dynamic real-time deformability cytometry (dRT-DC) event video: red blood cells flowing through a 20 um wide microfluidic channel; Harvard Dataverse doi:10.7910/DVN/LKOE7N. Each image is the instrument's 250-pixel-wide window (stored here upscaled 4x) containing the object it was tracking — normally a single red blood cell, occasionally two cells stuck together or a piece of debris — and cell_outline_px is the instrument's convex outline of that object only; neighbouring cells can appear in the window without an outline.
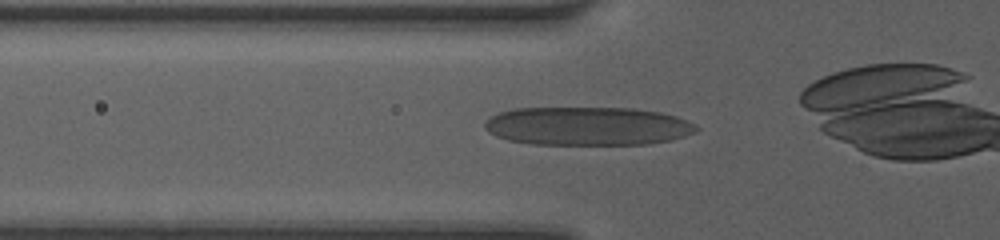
{"species": "human", "species_latin": "Homo sapiens", "temperature_condition": "room temperature", "stored_images_in_passage": 11, "camera_frame_rate_fps": 3000, "um_per_image_px": 0.085, "donor": {"sex": "female"}, "frame": {"image": 1, "passage_image": 6, "time_ms": 1.0, "image_size_px": [1000, 240], "cell_outline_px": [[700, 128], [696, 132], [672, 140], [648, 144], [532, 144], [508, 140], [496, 136], [488, 132], [484, 128], [484, 124], [492, 116], [500, 112], [516, 108], [632, 108], [660, 112], [676, 116], [696, 124]], "centroid_in_image_um": [49.97, 10.72], "position_along_channel_um": 75.8, "area_um2": 47.57}}
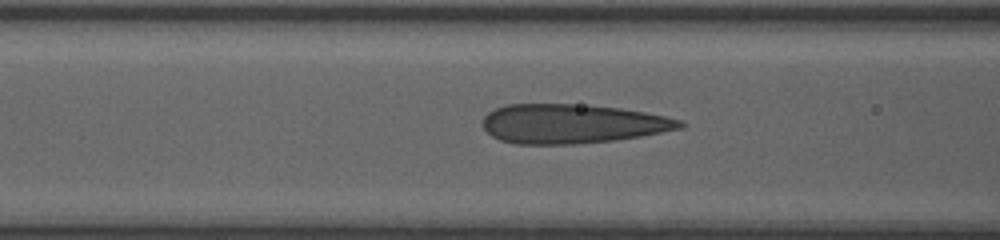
{"frame": {"image": 2, "passage_image": 9, "time_ms": 2.0, "image_size_px": [1000, 240], "cell_outline_px": [[684, 128], [640, 136], [612, 140], [572, 144], [516, 144], [500, 140], [492, 136], [484, 128], [484, 116], [488, 112], [496, 108], [508, 104], [572, 104], [620, 108], [644, 112], [664, 116], [680, 120], [684, 124]], "centroid_in_image_um": [48.62, 10.52], "position_along_channel_um": 118.0, "area_um2": 44.8}}